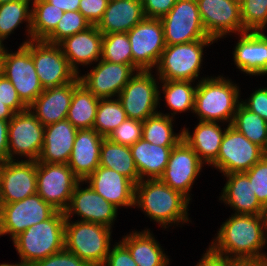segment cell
I'll use <instances>...</instances> for the list:
<instances>
[{
    "label": "cell",
    "instance_id": "cell-39",
    "mask_svg": "<svg viewBox=\"0 0 267 266\" xmlns=\"http://www.w3.org/2000/svg\"><path fill=\"white\" fill-rule=\"evenodd\" d=\"M126 118V113L118 98L100 99L93 129L107 138Z\"/></svg>",
    "mask_w": 267,
    "mask_h": 266
},
{
    "label": "cell",
    "instance_id": "cell-15",
    "mask_svg": "<svg viewBox=\"0 0 267 266\" xmlns=\"http://www.w3.org/2000/svg\"><path fill=\"white\" fill-rule=\"evenodd\" d=\"M44 129L31 110L15 113L9 120L8 160H16L14 154L37 161L43 148Z\"/></svg>",
    "mask_w": 267,
    "mask_h": 266
},
{
    "label": "cell",
    "instance_id": "cell-54",
    "mask_svg": "<svg viewBox=\"0 0 267 266\" xmlns=\"http://www.w3.org/2000/svg\"><path fill=\"white\" fill-rule=\"evenodd\" d=\"M15 113L0 101V120L9 121Z\"/></svg>",
    "mask_w": 267,
    "mask_h": 266
},
{
    "label": "cell",
    "instance_id": "cell-40",
    "mask_svg": "<svg viewBox=\"0 0 267 266\" xmlns=\"http://www.w3.org/2000/svg\"><path fill=\"white\" fill-rule=\"evenodd\" d=\"M102 60L132 66V50L127 33H110L102 38Z\"/></svg>",
    "mask_w": 267,
    "mask_h": 266
},
{
    "label": "cell",
    "instance_id": "cell-27",
    "mask_svg": "<svg viewBox=\"0 0 267 266\" xmlns=\"http://www.w3.org/2000/svg\"><path fill=\"white\" fill-rule=\"evenodd\" d=\"M145 18L142 0H109L97 28L103 35L127 33Z\"/></svg>",
    "mask_w": 267,
    "mask_h": 266
},
{
    "label": "cell",
    "instance_id": "cell-45",
    "mask_svg": "<svg viewBox=\"0 0 267 266\" xmlns=\"http://www.w3.org/2000/svg\"><path fill=\"white\" fill-rule=\"evenodd\" d=\"M0 101L7 105L14 113L22 112L28 107L21 101L15 87L10 80L0 73Z\"/></svg>",
    "mask_w": 267,
    "mask_h": 266
},
{
    "label": "cell",
    "instance_id": "cell-34",
    "mask_svg": "<svg viewBox=\"0 0 267 266\" xmlns=\"http://www.w3.org/2000/svg\"><path fill=\"white\" fill-rule=\"evenodd\" d=\"M173 118L170 114H157L143 121L142 138L152 144L159 146H176L182 140V132H173Z\"/></svg>",
    "mask_w": 267,
    "mask_h": 266
},
{
    "label": "cell",
    "instance_id": "cell-56",
    "mask_svg": "<svg viewBox=\"0 0 267 266\" xmlns=\"http://www.w3.org/2000/svg\"><path fill=\"white\" fill-rule=\"evenodd\" d=\"M262 266H267V255H264L262 258L259 259Z\"/></svg>",
    "mask_w": 267,
    "mask_h": 266
},
{
    "label": "cell",
    "instance_id": "cell-49",
    "mask_svg": "<svg viewBox=\"0 0 267 266\" xmlns=\"http://www.w3.org/2000/svg\"><path fill=\"white\" fill-rule=\"evenodd\" d=\"M241 103L250 111L258 114L267 122V88H259L251 94V97Z\"/></svg>",
    "mask_w": 267,
    "mask_h": 266
},
{
    "label": "cell",
    "instance_id": "cell-4",
    "mask_svg": "<svg viewBox=\"0 0 267 266\" xmlns=\"http://www.w3.org/2000/svg\"><path fill=\"white\" fill-rule=\"evenodd\" d=\"M236 85L223 76L201 78L196 85L194 101V112L199 116V121H228L231 125L241 103Z\"/></svg>",
    "mask_w": 267,
    "mask_h": 266
},
{
    "label": "cell",
    "instance_id": "cell-46",
    "mask_svg": "<svg viewBox=\"0 0 267 266\" xmlns=\"http://www.w3.org/2000/svg\"><path fill=\"white\" fill-rule=\"evenodd\" d=\"M32 266H90L86 261L80 259L65 248L45 259L39 260Z\"/></svg>",
    "mask_w": 267,
    "mask_h": 266
},
{
    "label": "cell",
    "instance_id": "cell-3",
    "mask_svg": "<svg viewBox=\"0 0 267 266\" xmlns=\"http://www.w3.org/2000/svg\"><path fill=\"white\" fill-rule=\"evenodd\" d=\"M65 213L56 211L49 219L41 221L13 239L21 257V265L32 266L64 249Z\"/></svg>",
    "mask_w": 267,
    "mask_h": 266
},
{
    "label": "cell",
    "instance_id": "cell-1",
    "mask_svg": "<svg viewBox=\"0 0 267 266\" xmlns=\"http://www.w3.org/2000/svg\"><path fill=\"white\" fill-rule=\"evenodd\" d=\"M266 231V214H234L221 225L209 249L231 260H259L265 255Z\"/></svg>",
    "mask_w": 267,
    "mask_h": 266
},
{
    "label": "cell",
    "instance_id": "cell-58",
    "mask_svg": "<svg viewBox=\"0 0 267 266\" xmlns=\"http://www.w3.org/2000/svg\"><path fill=\"white\" fill-rule=\"evenodd\" d=\"M262 150H263V154H264V156H267V139H266L264 148H263Z\"/></svg>",
    "mask_w": 267,
    "mask_h": 266
},
{
    "label": "cell",
    "instance_id": "cell-9",
    "mask_svg": "<svg viewBox=\"0 0 267 266\" xmlns=\"http://www.w3.org/2000/svg\"><path fill=\"white\" fill-rule=\"evenodd\" d=\"M132 50V67L138 71H151L157 66L165 49L161 19L145 18L127 32Z\"/></svg>",
    "mask_w": 267,
    "mask_h": 266
},
{
    "label": "cell",
    "instance_id": "cell-16",
    "mask_svg": "<svg viewBox=\"0 0 267 266\" xmlns=\"http://www.w3.org/2000/svg\"><path fill=\"white\" fill-rule=\"evenodd\" d=\"M37 161L5 160L0 165V204L37 193Z\"/></svg>",
    "mask_w": 267,
    "mask_h": 266
},
{
    "label": "cell",
    "instance_id": "cell-20",
    "mask_svg": "<svg viewBox=\"0 0 267 266\" xmlns=\"http://www.w3.org/2000/svg\"><path fill=\"white\" fill-rule=\"evenodd\" d=\"M81 181L75 186L70 204L64 211L65 217L70 218L71 214L81 217L80 221L92 222L112 227V222L116 220L117 208L105 200L90 186L83 189Z\"/></svg>",
    "mask_w": 267,
    "mask_h": 266
},
{
    "label": "cell",
    "instance_id": "cell-5",
    "mask_svg": "<svg viewBox=\"0 0 267 266\" xmlns=\"http://www.w3.org/2000/svg\"><path fill=\"white\" fill-rule=\"evenodd\" d=\"M65 221L64 248L90 266H103L110 251L111 228L92 222Z\"/></svg>",
    "mask_w": 267,
    "mask_h": 266
},
{
    "label": "cell",
    "instance_id": "cell-19",
    "mask_svg": "<svg viewBox=\"0 0 267 266\" xmlns=\"http://www.w3.org/2000/svg\"><path fill=\"white\" fill-rule=\"evenodd\" d=\"M90 71L87 75H78L80 82L96 97L106 99L118 96L136 70L131 65L100 59Z\"/></svg>",
    "mask_w": 267,
    "mask_h": 266
},
{
    "label": "cell",
    "instance_id": "cell-61",
    "mask_svg": "<svg viewBox=\"0 0 267 266\" xmlns=\"http://www.w3.org/2000/svg\"><path fill=\"white\" fill-rule=\"evenodd\" d=\"M3 47H4V45H3V44H1V42H0V53L2 52V50H3Z\"/></svg>",
    "mask_w": 267,
    "mask_h": 266
},
{
    "label": "cell",
    "instance_id": "cell-60",
    "mask_svg": "<svg viewBox=\"0 0 267 266\" xmlns=\"http://www.w3.org/2000/svg\"><path fill=\"white\" fill-rule=\"evenodd\" d=\"M30 1H33L32 3H39V2H44V1H48V0H30Z\"/></svg>",
    "mask_w": 267,
    "mask_h": 266
},
{
    "label": "cell",
    "instance_id": "cell-42",
    "mask_svg": "<svg viewBox=\"0 0 267 266\" xmlns=\"http://www.w3.org/2000/svg\"><path fill=\"white\" fill-rule=\"evenodd\" d=\"M241 21L246 31H263L267 26V0H240Z\"/></svg>",
    "mask_w": 267,
    "mask_h": 266
},
{
    "label": "cell",
    "instance_id": "cell-11",
    "mask_svg": "<svg viewBox=\"0 0 267 266\" xmlns=\"http://www.w3.org/2000/svg\"><path fill=\"white\" fill-rule=\"evenodd\" d=\"M161 21L166 45L212 39L205 31L196 0H178Z\"/></svg>",
    "mask_w": 267,
    "mask_h": 266
},
{
    "label": "cell",
    "instance_id": "cell-44",
    "mask_svg": "<svg viewBox=\"0 0 267 266\" xmlns=\"http://www.w3.org/2000/svg\"><path fill=\"white\" fill-rule=\"evenodd\" d=\"M252 184V189L258 201L267 207V156L254 164L248 171L244 172Z\"/></svg>",
    "mask_w": 267,
    "mask_h": 266
},
{
    "label": "cell",
    "instance_id": "cell-41",
    "mask_svg": "<svg viewBox=\"0 0 267 266\" xmlns=\"http://www.w3.org/2000/svg\"><path fill=\"white\" fill-rule=\"evenodd\" d=\"M91 24L79 11H66L55 30L44 40L50 44H59L65 38L86 30Z\"/></svg>",
    "mask_w": 267,
    "mask_h": 266
},
{
    "label": "cell",
    "instance_id": "cell-10",
    "mask_svg": "<svg viewBox=\"0 0 267 266\" xmlns=\"http://www.w3.org/2000/svg\"><path fill=\"white\" fill-rule=\"evenodd\" d=\"M156 78L151 71H138L117 96L127 118L145 121L157 114L161 99Z\"/></svg>",
    "mask_w": 267,
    "mask_h": 266
},
{
    "label": "cell",
    "instance_id": "cell-37",
    "mask_svg": "<svg viewBox=\"0 0 267 266\" xmlns=\"http://www.w3.org/2000/svg\"><path fill=\"white\" fill-rule=\"evenodd\" d=\"M30 0H16L0 4V42L14 31L23 21L28 27V37L31 38V15L32 10L29 9Z\"/></svg>",
    "mask_w": 267,
    "mask_h": 266
},
{
    "label": "cell",
    "instance_id": "cell-30",
    "mask_svg": "<svg viewBox=\"0 0 267 266\" xmlns=\"http://www.w3.org/2000/svg\"><path fill=\"white\" fill-rule=\"evenodd\" d=\"M173 147L155 145L143 138L130 146L140 181L146 179L145 176L147 179L160 178L167 167Z\"/></svg>",
    "mask_w": 267,
    "mask_h": 266
},
{
    "label": "cell",
    "instance_id": "cell-12",
    "mask_svg": "<svg viewBox=\"0 0 267 266\" xmlns=\"http://www.w3.org/2000/svg\"><path fill=\"white\" fill-rule=\"evenodd\" d=\"M56 211L38 193L21 201L0 204V236L10 234L13 240L27 228L49 219Z\"/></svg>",
    "mask_w": 267,
    "mask_h": 266
},
{
    "label": "cell",
    "instance_id": "cell-52",
    "mask_svg": "<svg viewBox=\"0 0 267 266\" xmlns=\"http://www.w3.org/2000/svg\"><path fill=\"white\" fill-rule=\"evenodd\" d=\"M9 121L0 120V161L8 160Z\"/></svg>",
    "mask_w": 267,
    "mask_h": 266
},
{
    "label": "cell",
    "instance_id": "cell-31",
    "mask_svg": "<svg viewBox=\"0 0 267 266\" xmlns=\"http://www.w3.org/2000/svg\"><path fill=\"white\" fill-rule=\"evenodd\" d=\"M120 242L129 250L138 266H167L169 264L168 256L166 257L163 253L161 246L148 229L130 233Z\"/></svg>",
    "mask_w": 267,
    "mask_h": 266
},
{
    "label": "cell",
    "instance_id": "cell-43",
    "mask_svg": "<svg viewBox=\"0 0 267 266\" xmlns=\"http://www.w3.org/2000/svg\"><path fill=\"white\" fill-rule=\"evenodd\" d=\"M143 121L126 118L107 137L114 143L124 146H132L142 138Z\"/></svg>",
    "mask_w": 267,
    "mask_h": 266
},
{
    "label": "cell",
    "instance_id": "cell-50",
    "mask_svg": "<svg viewBox=\"0 0 267 266\" xmlns=\"http://www.w3.org/2000/svg\"><path fill=\"white\" fill-rule=\"evenodd\" d=\"M178 0H142L146 18L161 19Z\"/></svg>",
    "mask_w": 267,
    "mask_h": 266
},
{
    "label": "cell",
    "instance_id": "cell-17",
    "mask_svg": "<svg viewBox=\"0 0 267 266\" xmlns=\"http://www.w3.org/2000/svg\"><path fill=\"white\" fill-rule=\"evenodd\" d=\"M207 35L217 41L230 32H244L240 0H196Z\"/></svg>",
    "mask_w": 267,
    "mask_h": 266
},
{
    "label": "cell",
    "instance_id": "cell-22",
    "mask_svg": "<svg viewBox=\"0 0 267 266\" xmlns=\"http://www.w3.org/2000/svg\"><path fill=\"white\" fill-rule=\"evenodd\" d=\"M80 83L77 77L65 85L46 88L28 109L44 126L67 119L74 89Z\"/></svg>",
    "mask_w": 267,
    "mask_h": 266
},
{
    "label": "cell",
    "instance_id": "cell-32",
    "mask_svg": "<svg viewBox=\"0 0 267 266\" xmlns=\"http://www.w3.org/2000/svg\"><path fill=\"white\" fill-rule=\"evenodd\" d=\"M99 166L115 170L130 179L135 185L140 181L130 147L114 143L108 138H104L102 141Z\"/></svg>",
    "mask_w": 267,
    "mask_h": 266
},
{
    "label": "cell",
    "instance_id": "cell-14",
    "mask_svg": "<svg viewBox=\"0 0 267 266\" xmlns=\"http://www.w3.org/2000/svg\"><path fill=\"white\" fill-rule=\"evenodd\" d=\"M264 157L263 150L231 125L225 128L217 160L212 164L223 175L248 171Z\"/></svg>",
    "mask_w": 267,
    "mask_h": 266
},
{
    "label": "cell",
    "instance_id": "cell-8",
    "mask_svg": "<svg viewBox=\"0 0 267 266\" xmlns=\"http://www.w3.org/2000/svg\"><path fill=\"white\" fill-rule=\"evenodd\" d=\"M3 47L0 53V73L10 80L21 101L29 107L43 92L35 70L31 52L21 45L18 51L8 53Z\"/></svg>",
    "mask_w": 267,
    "mask_h": 266
},
{
    "label": "cell",
    "instance_id": "cell-53",
    "mask_svg": "<svg viewBox=\"0 0 267 266\" xmlns=\"http://www.w3.org/2000/svg\"><path fill=\"white\" fill-rule=\"evenodd\" d=\"M48 2L64 12L78 11L80 4V0H48Z\"/></svg>",
    "mask_w": 267,
    "mask_h": 266
},
{
    "label": "cell",
    "instance_id": "cell-23",
    "mask_svg": "<svg viewBox=\"0 0 267 266\" xmlns=\"http://www.w3.org/2000/svg\"><path fill=\"white\" fill-rule=\"evenodd\" d=\"M102 38L103 34L97 25H91L86 30L65 38L58 45L70 67L79 75L78 64L88 65L101 59Z\"/></svg>",
    "mask_w": 267,
    "mask_h": 266
},
{
    "label": "cell",
    "instance_id": "cell-57",
    "mask_svg": "<svg viewBox=\"0 0 267 266\" xmlns=\"http://www.w3.org/2000/svg\"><path fill=\"white\" fill-rule=\"evenodd\" d=\"M0 266H24V265H21L20 263L19 264H8V263H3V264H0Z\"/></svg>",
    "mask_w": 267,
    "mask_h": 266
},
{
    "label": "cell",
    "instance_id": "cell-36",
    "mask_svg": "<svg viewBox=\"0 0 267 266\" xmlns=\"http://www.w3.org/2000/svg\"><path fill=\"white\" fill-rule=\"evenodd\" d=\"M231 126L252 143L264 148L267 139V122L258 114L247 109L242 103L235 112Z\"/></svg>",
    "mask_w": 267,
    "mask_h": 266
},
{
    "label": "cell",
    "instance_id": "cell-26",
    "mask_svg": "<svg viewBox=\"0 0 267 266\" xmlns=\"http://www.w3.org/2000/svg\"><path fill=\"white\" fill-rule=\"evenodd\" d=\"M76 134L77 129L67 119L46 125L37 162L67 164Z\"/></svg>",
    "mask_w": 267,
    "mask_h": 266
},
{
    "label": "cell",
    "instance_id": "cell-47",
    "mask_svg": "<svg viewBox=\"0 0 267 266\" xmlns=\"http://www.w3.org/2000/svg\"><path fill=\"white\" fill-rule=\"evenodd\" d=\"M109 0H80L78 11L91 25L102 20Z\"/></svg>",
    "mask_w": 267,
    "mask_h": 266
},
{
    "label": "cell",
    "instance_id": "cell-28",
    "mask_svg": "<svg viewBox=\"0 0 267 266\" xmlns=\"http://www.w3.org/2000/svg\"><path fill=\"white\" fill-rule=\"evenodd\" d=\"M224 176L228 180L219 200L230 205L235 210L234 214H266L265 207L258 201L249 177L244 172L230 173Z\"/></svg>",
    "mask_w": 267,
    "mask_h": 266
},
{
    "label": "cell",
    "instance_id": "cell-13",
    "mask_svg": "<svg viewBox=\"0 0 267 266\" xmlns=\"http://www.w3.org/2000/svg\"><path fill=\"white\" fill-rule=\"evenodd\" d=\"M80 180L67 164L37 162V193L58 211H65Z\"/></svg>",
    "mask_w": 267,
    "mask_h": 266
},
{
    "label": "cell",
    "instance_id": "cell-18",
    "mask_svg": "<svg viewBox=\"0 0 267 266\" xmlns=\"http://www.w3.org/2000/svg\"><path fill=\"white\" fill-rule=\"evenodd\" d=\"M203 163L193 149L182 139L173 147L167 167L160 180L180 192L189 201L191 187L202 169Z\"/></svg>",
    "mask_w": 267,
    "mask_h": 266
},
{
    "label": "cell",
    "instance_id": "cell-55",
    "mask_svg": "<svg viewBox=\"0 0 267 266\" xmlns=\"http://www.w3.org/2000/svg\"><path fill=\"white\" fill-rule=\"evenodd\" d=\"M230 266H262L259 260H234Z\"/></svg>",
    "mask_w": 267,
    "mask_h": 266
},
{
    "label": "cell",
    "instance_id": "cell-38",
    "mask_svg": "<svg viewBox=\"0 0 267 266\" xmlns=\"http://www.w3.org/2000/svg\"><path fill=\"white\" fill-rule=\"evenodd\" d=\"M162 91L165 95L167 105L173 114L190 110L194 113L195 91L197 86H192V81L182 80H161Z\"/></svg>",
    "mask_w": 267,
    "mask_h": 266
},
{
    "label": "cell",
    "instance_id": "cell-33",
    "mask_svg": "<svg viewBox=\"0 0 267 266\" xmlns=\"http://www.w3.org/2000/svg\"><path fill=\"white\" fill-rule=\"evenodd\" d=\"M100 98L92 94L82 83L73 92L67 120L77 129H92Z\"/></svg>",
    "mask_w": 267,
    "mask_h": 266
},
{
    "label": "cell",
    "instance_id": "cell-51",
    "mask_svg": "<svg viewBox=\"0 0 267 266\" xmlns=\"http://www.w3.org/2000/svg\"><path fill=\"white\" fill-rule=\"evenodd\" d=\"M196 266H230L234 260L227 257L216 255L210 249L204 253L202 259Z\"/></svg>",
    "mask_w": 267,
    "mask_h": 266
},
{
    "label": "cell",
    "instance_id": "cell-25",
    "mask_svg": "<svg viewBox=\"0 0 267 266\" xmlns=\"http://www.w3.org/2000/svg\"><path fill=\"white\" fill-rule=\"evenodd\" d=\"M233 51L237 68L249 75L267 74V35L263 31H246Z\"/></svg>",
    "mask_w": 267,
    "mask_h": 266
},
{
    "label": "cell",
    "instance_id": "cell-6",
    "mask_svg": "<svg viewBox=\"0 0 267 266\" xmlns=\"http://www.w3.org/2000/svg\"><path fill=\"white\" fill-rule=\"evenodd\" d=\"M213 39L166 45L156 66L160 80L194 81L200 75L203 49L213 44Z\"/></svg>",
    "mask_w": 267,
    "mask_h": 266
},
{
    "label": "cell",
    "instance_id": "cell-29",
    "mask_svg": "<svg viewBox=\"0 0 267 266\" xmlns=\"http://www.w3.org/2000/svg\"><path fill=\"white\" fill-rule=\"evenodd\" d=\"M181 131L182 139L193 149L203 164L212 165L217 160L225 134V129L222 132L217 122L199 121L193 135L186 128Z\"/></svg>",
    "mask_w": 267,
    "mask_h": 266
},
{
    "label": "cell",
    "instance_id": "cell-7",
    "mask_svg": "<svg viewBox=\"0 0 267 266\" xmlns=\"http://www.w3.org/2000/svg\"><path fill=\"white\" fill-rule=\"evenodd\" d=\"M22 45L31 52L36 73L44 89L65 85L78 77L58 44L29 38Z\"/></svg>",
    "mask_w": 267,
    "mask_h": 266
},
{
    "label": "cell",
    "instance_id": "cell-21",
    "mask_svg": "<svg viewBox=\"0 0 267 266\" xmlns=\"http://www.w3.org/2000/svg\"><path fill=\"white\" fill-rule=\"evenodd\" d=\"M85 183L117 209L134 206L135 184L113 169L99 166Z\"/></svg>",
    "mask_w": 267,
    "mask_h": 266
},
{
    "label": "cell",
    "instance_id": "cell-48",
    "mask_svg": "<svg viewBox=\"0 0 267 266\" xmlns=\"http://www.w3.org/2000/svg\"><path fill=\"white\" fill-rule=\"evenodd\" d=\"M103 266H138L133 260L129 250L121 243L110 249Z\"/></svg>",
    "mask_w": 267,
    "mask_h": 266
},
{
    "label": "cell",
    "instance_id": "cell-24",
    "mask_svg": "<svg viewBox=\"0 0 267 266\" xmlns=\"http://www.w3.org/2000/svg\"><path fill=\"white\" fill-rule=\"evenodd\" d=\"M103 139L93 128L77 130L67 165L83 183L99 167Z\"/></svg>",
    "mask_w": 267,
    "mask_h": 266
},
{
    "label": "cell",
    "instance_id": "cell-59",
    "mask_svg": "<svg viewBox=\"0 0 267 266\" xmlns=\"http://www.w3.org/2000/svg\"><path fill=\"white\" fill-rule=\"evenodd\" d=\"M13 1H16V0H0V4H4L7 2H13Z\"/></svg>",
    "mask_w": 267,
    "mask_h": 266
},
{
    "label": "cell",
    "instance_id": "cell-2",
    "mask_svg": "<svg viewBox=\"0 0 267 266\" xmlns=\"http://www.w3.org/2000/svg\"><path fill=\"white\" fill-rule=\"evenodd\" d=\"M189 200L159 178L141 180L135 185L134 206L165 229L171 223L188 222Z\"/></svg>",
    "mask_w": 267,
    "mask_h": 266
},
{
    "label": "cell",
    "instance_id": "cell-35",
    "mask_svg": "<svg viewBox=\"0 0 267 266\" xmlns=\"http://www.w3.org/2000/svg\"><path fill=\"white\" fill-rule=\"evenodd\" d=\"M32 5L31 40L44 41L55 30L64 11L48 1Z\"/></svg>",
    "mask_w": 267,
    "mask_h": 266
}]
</instances>
